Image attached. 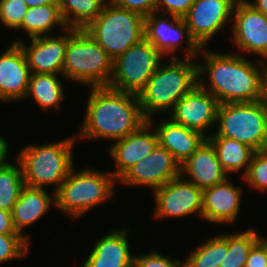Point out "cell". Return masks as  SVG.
I'll return each mask as SVG.
<instances>
[{"label":"cell","instance_id":"cell-1","mask_svg":"<svg viewBox=\"0 0 267 267\" xmlns=\"http://www.w3.org/2000/svg\"><path fill=\"white\" fill-rule=\"evenodd\" d=\"M199 54L204 61L197 62L198 85L219 104L259 101L267 62L258 59L254 64L245 55L213 52L205 47H201Z\"/></svg>","mask_w":267,"mask_h":267},{"label":"cell","instance_id":"cell-2","mask_svg":"<svg viewBox=\"0 0 267 267\" xmlns=\"http://www.w3.org/2000/svg\"><path fill=\"white\" fill-rule=\"evenodd\" d=\"M90 90L78 138L116 141L135 132L148 121L136 94L109 87H91Z\"/></svg>","mask_w":267,"mask_h":267},{"label":"cell","instance_id":"cell-3","mask_svg":"<svg viewBox=\"0 0 267 267\" xmlns=\"http://www.w3.org/2000/svg\"><path fill=\"white\" fill-rule=\"evenodd\" d=\"M162 61L145 87L138 93L144 117L171 112L175 104L198 84L197 63L188 58Z\"/></svg>","mask_w":267,"mask_h":267},{"label":"cell","instance_id":"cell-4","mask_svg":"<svg viewBox=\"0 0 267 267\" xmlns=\"http://www.w3.org/2000/svg\"><path fill=\"white\" fill-rule=\"evenodd\" d=\"M75 136L46 144L24 146L16 157L22 166L25 186L45 188L55 186L54 192L67 178L73 163Z\"/></svg>","mask_w":267,"mask_h":267},{"label":"cell","instance_id":"cell-5","mask_svg":"<svg viewBox=\"0 0 267 267\" xmlns=\"http://www.w3.org/2000/svg\"><path fill=\"white\" fill-rule=\"evenodd\" d=\"M113 60L84 29L67 28L63 79L90 87H108Z\"/></svg>","mask_w":267,"mask_h":267},{"label":"cell","instance_id":"cell-6","mask_svg":"<svg viewBox=\"0 0 267 267\" xmlns=\"http://www.w3.org/2000/svg\"><path fill=\"white\" fill-rule=\"evenodd\" d=\"M116 182L111 172L96 171L92 167L76 172L74 166L55 191V206L77 220L93 207L110 200Z\"/></svg>","mask_w":267,"mask_h":267},{"label":"cell","instance_id":"cell-7","mask_svg":"<svg viewBox=\"0 0 267 267\" xmlns=\"http://www.w3.org/2000/svg\"><path fill=\"white\" fill-rule=\"evenodd\" d=\"M84 30L115 60L144 39V17L108 0Z\"/></svg>","mask_w":267,"mask_h":267},{"label":"cell","instance_id":"cell-8","mask_svg":"<svg viewBox=\"0 0 267 267\" xmlns=\"http://www.w3.org/2000/svg\"><path fill=\"white\" fill-rule=\"evenodd\" d=\"M217 132L222 136L245 143L255 151L267 149V121L259 101L219 104Z\"/></svg>","mask_w":267,"mask_h":267},{"label":"cell","instance_id":"cell-9","mask_svg":"<svg viewBox=\"0 0 267 267\" xmlns=\"http://www.w3.org/2000/svg\"><path fill=\"white\" fill-rule=\"evenodd\" d=\"M165 58L154 45L142 39L113 60V72L108 87L138 95Z\"/></svg>","mask_w":267,"mask_h":267},{"label":"cell","instance_id":"cell-10","mask_svg":"<svg viewBox=\"0 0 267 267\" xmlns=\"http://www.w3.org/2000/svg\"><path fill=\"white\" fill-rule=\"evenodd\" d=\"M158 12L144 17V38L152 43L164 57L177 58L176 53L184 41V58L194 59L199 56L201 47L191 37L183 18ZM187 38L186 40H184Z\"/></svg>","mask_w":267,"mask_h":267},{"label":"cell","instance_id":"cell-11","mask_svg":"<svg viewBox=\"0 0 267 267\" xmlns=\"http://www.w3.org/2000/svg\"><path fill=\"white\" fill-rule=\"evenodd\" d=\"M232 17L230 30L239 54L251 53L258 58L261 56L259 60L267 61V16L247 0H237Z\"/></svg>","mask_w":267,"mask_h":267},{"label":"cell","instance_id":"cell-12","mask_svg":"<svg viewBox=\"0 0 267 267\" xmlns=\"http://www.w3.org/2000/svg\"><path fill=\"white\" fill-rule=\"evenodd\" d=\"M154 192V218H182L198 214L202 219V189L181 175Z\"/></svg>","mask_w":267,"mask_h":267},{"label":"cell","instance_id":"cell-13","mask_svg":"<svg viewBox=\"0 0 267 267\" xmlns=\"http://www.w3.org/2000/svg\"><path fill=\"white\" fill-rule=\"evenodd\" d=\"M237 0H195L183 17L191 37L200 47L230 24ZM228 22V23H227Z\"/></svg>","mask_w":267,"mask_h":267},{"label":"cell","instance_id":"cell-14","mask_svg":"<svg viewBox=\"0 0 267 267\" xmlns=\"http://www.w3.org/2000/svg\"><path fill=\"white\" fill-rule=\"evenodd\" d=\"M180 176V164L159 144L134 164L119 180L126 186H146L153 191Z\"/></svg>","mask_w":267,"mask_h":267},{"label":"cell","instance_id":"cell-15","mask_svg":"<svg viewBox=\"0 0 267 267\" xmlns=\"http://www.w3.org/2000/svg\"><path fill=\"white\" fill-rule=\"evenodd\" d=\"M218 107V100L197 84L175 104L168 118L207 137V129L216 124Z\"/></svg>","mask_w":267,"mask_h":267},{"label":"cell","instance_id":"cell-16","mask_svg":"<svg viewBox=\"0 0 267 267\" xmlns=\"http://www.w3.org/2000/svg\"><path fill=\"white\" fill-rule=\"evenodd\" d=\"M66 32V33H64ZM61 36H39L31 38L29 46L20 38L13 41L23 49L31 73L61 74L67 47V28Z\"/></svg>","mask_w":267,"mask_h":267},{"label":"cell","instance_id":"cell-17","mask_svg":"<svg viewBox=\"0 0 267 267\" xmlns=\"http://www.w3.org/2000/svg\"><path fill=\"white\" fill-rule=\"evenodd\" d=\"M157 145V132L149 121L135 132L116 140L109 147V154L117 168L111 172L114 178L118 181L134 164L149 155Z\"/></svg>","mask_w":267,"mask_h":267},{"label":"cell","instance_id":"cell-18","mask_svg":"<svg viewBox=\"0 0 267 267\" xmlns=\"http://www.w3.org/2000/svg\"><path fill=\"white\" fill-rule=\"evenodd\" d=\"M31 71L25 53L12 43L0 55V101L15 102L25 98Z\"/></svg>","mask_w":267,"mask_h":267},{"label":"cell","instance_id":"cell-19","mask_svg":"<svg viewBox=\"0 0 267 267\" xmlns=\"http://www.w3.org/2000/svg\"><path fill=\"white\" fill-rule=\"evenodd\" d=\"M243 190L229 178L202 190V219L216 224H232L241 207Z\"/></svg>","mask_w":267,"mask_h":267},{"label":"cell","instance_id":"cell-20","mask_svg":"<svg viewBox=\"0 0 267 267\" xmlns=\"http://www.w3.org/2000/svg\"><path fill=\"white\" fill-rule=\"evenodd\" d=\"M180 175L189 177L202 190L225 181L229 175L223 169L212 143L206 138L198 149L180 165Z\"/></svg>","mask_w":267,"mask_h":267},{"label":"cell","instance_id":"cell-21","mask_svg":"<svg viewBox=\"0 0 267 267\" xmlns=\"http://www.w3.org/2000/svg\"><path fill=\"white\" fill-rule=\"evenodd\" d=\"M128 229H112L99 238L81 267H133Z\"/></svg>","mask_w":267,"mask_h":267},{"label":"cell","instance_id":"cell-22","mask_svg":"<svg viewBox=\"0 0 267 267\" xmlns=\"http://www.w3.org/2000/svg\"><path fill=\"white\" fill-rule=\"evenodd\" d=\"M158 136V144L167 149L181 165L183 164L207 138L201 132L186 128L173 122L170 118L161 120L154 125V119L148 120Z\"/></svg>","mask_w":267,"mask_h":267},{"label":"cell","instance_id":"cell-23","mask_svg":"<svg viewBox=\"0 0 267 267\" xmlns=\"http://www.w3.org/2000/svg\"><path fill=\"white\" fill-rule=\"evenodd\" d=\"M55 205V192L49 195L45 188L25 186L11 211L14 227L28 241L23 229L41 219Z\"/></svg>","mask_w":267,"mask_h":267},{"label":"cell","instance_id":"cell-24","mask_svg":"<svg viewBox=\"0 0 267 267\" xmlns=\"http://www.w3.org/2000/svg\"><path fill=\"white\" fill-rule=\"evenodd\" d=\"M207 139L215 148L217 159L226 173L229 175L243 170L241 175L243 178L249 169L255 150L245 143L227 137L208 136Z\"/></svg>","mask_w":267,"mask_h":267},{"label":"cell","instance_id":"cell-25","mask_svg":"<svg viewBox=\"0 0 267 267\" xmlns=\"http://www.w3.org/2000/svg\"><path fill=\"white\" fill-rule=\"evenodd\" d=\"M60 75L31 73L28 91L25 99L29 96L35 101L42 110L53 109L58 111L64 101V84L60 81Z\"/></svg>","mask_w":267,"mask_h":267},{"label":"cell","instance_id":"cell-26","mask_svg":"<svg viewBox=\"0 0 267 267\" xmlns=\"http://www.w3.org/2000/svg\"><path fill=\"white\" fill-rule=\"evenodd\" d=\"M61 26L63 31L67 28L59 9L58 4L29 7L16 31L27 32L29 38L46 36L55 26Z\"/></svg>","mask_w":267,"mask_h":267},{"label":"cell","instance_id":"cell-27","mask_svg":"<svg viewBox=\"0 0 267 267\" xmlns=\"http://www.w3.org/2000/svg\"><path fill=\"white\" fill-rule=\"evenodd\" d=\"M108 0H59V9L67 28L85 29L102 11Z\"/></svg>","mask_w":267,"mask_h":267},{"label":"cell","instance_id":"cell-28","mask_svg":"<svg viewBox=\"0 0 267 267\" xmlns=\"http://www.w3.org/2000/svg\"><path fill=\"white\" fill-rule=\"evenodd\" d=\"M205 242V243H204ZM185 259V267H220L224 250H228V234L208 238Z\"/></svg>","mask_w":267,"mask_h":267},{"label":"cell","instance_id":"cell-29","mask_svg":"<svg viewBox=\"0 0 267 267\" xmlns=\"http://www.w3.org/2000/svg\"><path fill=\"white\" fill-rule=\"evenodd\" d=\"M255 229L228 233V250H224V259L220 267H245L249 251L261 238Z\"/></svg>","mask_w":267,"mask_h":267},{"label":"cell","instance_id":"cell-30","mask_svg":"<svg viewBox=\"0 0 267 267\" xmlns=\"http://www.w3.org/2000/svg\"><path fill=\"white\" fill-rule=\"evenodd\" d=\"M24 187L20 162L17 161L16 164L7 162L0 168V208L11 212Z\"/></svg>","mask_w":267,"mask_h":267},{"label":"cell","instance_id":"cell-31","mask_svg":"<svg viewBox=\"0 0 267 267\" xmlns=\"http://www.w3.org/2000/svg\"><path fill=\"white\" fill-rule=\"evenodd\" d=\"M242 179L254 190L267 191V149L255 151L249 169Z\"/></svg>","mask_w":267,"mask_h":267},{"label":"cell","instance_id":"cell-32","mask_svg":"<svg viewBox=\"0 0 267 267\" xmlns=\"http://www.w3.org/2000/svg\"><path fill=\"white\" fill-rule=\"evenodd\" d=\"M29 242L21 234H0V264L25 256Z\"/></svg>","mask_w":267,"mask_h":267},{"label":"cell","instance_id":"cell-33","mask_svg":"<svg viewBox=\"0 0 267 267\" xmlns=\"http://www.w3.org/2000/svg\"><path fill=\"white\" fill-rule=\"evenodd\" d=\"M27 9L24 0H0V21L5 27L16 31L22 24Z\"/></svg>","mask_w":267,"mask_h":267},{"label":"cell","instance_id":"cell-34","mask_svg":"<svg viewBox=\"0 0 267 267\" xmlns=\"http://www.w3.org/2000/svg\"><path fill=\"white\" fill-rule=\"evenodd\" d=\"M133 267H185V261L174 260L170 256L161 255L153 250L147 254L134 256Z\"/></svg>","mask_w":267,"mask_h":267},{"label":"cell","instance_id":"cell-35","mask_svg":"<svg viewBox=\"0 0 267 267\" xmlns=\"http://www.w3.org/2000/svg\"><path fill=\"white\" fill-rule=\"evenodd\" d=\"M195 0H156V12L183 18Z\"/></svg>","mask_w":267,"mask_h":267},{"label":"cell","instance_id":"cell-36","mask_svg":"<svg viewBox=\"0 0 267 267\" xmlns=\"http://www.w3.org/2000/svg\"><path fill=\"white\" fill-rule=\"evenodd\" d=\"M118 7L136 12L143 17L156 12V0H111Z\"/></svg>","mask_w":267,"mask_h":267},{"label":"cell","instance_id":"cell-37","mask_svg":"<svg viewBox=\"0 0 267 267\" xmlns=\"http://www.w3.org/2000/svg\"><path fill=\"white\" fill-rule=\"evenodd\" d=\"M245 267H267V237H261L252 246Z\"/></svg>","mask_w":267,"mask_h":267},{"label":"cell","instance_id":"cell-38","mask_svg":"<svg viewBox=\"0 0 267 267\" xmlns=\"http://www.w3.org/2000/svg\"><path fill=\"white\" fill-rule=\"evenodd\" d=\"M0 234H20L13 224L12 213L0 208Z\"/></svg>","mask_w":267,"mask_h":267},{"label":"cell","instance_id":"cell-39","mask_svg":"<svg viewBox=\"0 0 267 267\" xmlns=\"http://www.w3.org/2000/svg\"><path fill=\"white\" fill-rule=\"evenodd\" d=\"M259 102L261 103L267 121V74L264 76L261 86Z\"/></svg>","mask_w":267,"mask_h":267},{"label":"cell","instance_id":"cell-40","mask_svg":"<svg viewBox=\"0 0 267 267\" xmlns=\"http://www.w3.org/2000/svg\"><path fill=\"white\" fill-rule=\"evenodd\" d=\"M7 141L0 136V168L3 167L7 163L8 153H9V147H8Z\"/></svg>","mask_w":267,"mask_h":267},{"label":"cell","instance_id":"cell-41","mask_svg":"<svg viewBox=\"0 0 267 267\" xmlns=\"http://www.w3.org/2000/svg\"><path fill=\"white\" fill-rule=\"evenodd\" d=\"M254 8L260 11L262 14L267 16V0H247Z\"/></svg>","mask_w":267,"mask_h":267},{"label":"cell","instance_id":"cell-42","mask_svg":"<svg viewBox=\"0 0 267 267\" xmlns=\"http://www.w3.org/2000/svg\"><path fill=\"white\" fill-rule=\"evenodd\" d=\"M24 1L27 4L28 8L59 3V0H24Z\"/></svg>","mask_w":267,"mask_h":267}]
</instances>
